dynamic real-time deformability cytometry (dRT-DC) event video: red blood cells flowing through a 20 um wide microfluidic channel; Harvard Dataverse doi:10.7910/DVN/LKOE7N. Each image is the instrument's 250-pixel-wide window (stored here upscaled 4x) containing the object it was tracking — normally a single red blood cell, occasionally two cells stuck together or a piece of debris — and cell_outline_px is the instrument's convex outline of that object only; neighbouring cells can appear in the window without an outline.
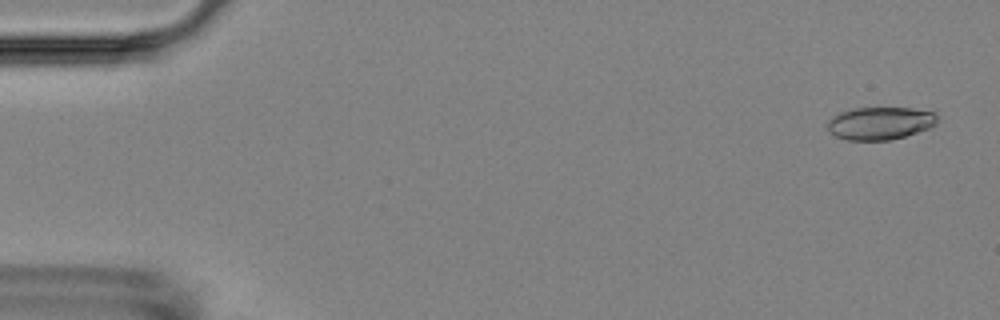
{"species": "Egyptian fruit bat (a non-hibernating species)", "species_latin": "Rousettus aegyptiacus", "temperature_condition": "room temperature", "stored_images_in_passage": 6, "camera_frame_rate_fps": 3000, "um_per_image_px": 0.085, "animal": {"sex": "female"}, "frame": {"image": 1, "passage_image": 1, "time_ms": 0.0, "image_size_px": [1000, 320], "cell_outline_px": [[936, 124], [928, 128], [904, 136], [888, 140], [848, 140], [836, 136], [828, 128], [828, 120], [832, 116], [840, 112], [852, 108], [912, 108], [936, 112]], "centroid_in_image_um": [74.8, 10.46], "position_along_channel_um": 10.2, "area_um2": 20.75}}
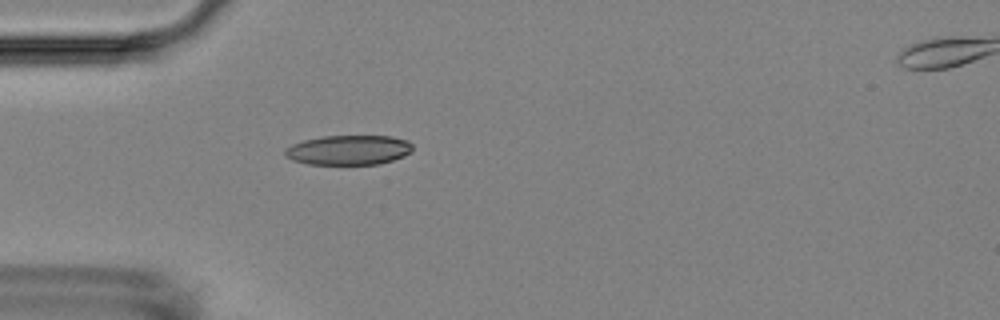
{"frame": {"image": 2, "passage_image": 5, "time_ms": 4.667, "image_size_px": [1000, 320], "cell_outline_px": [[412, 152], [404, 156], [380, 164], [308, 164], [292, 160], [284, 156], [284, 148], [292, 144], [304, 140], [320, 136], [392, 136], [408, 140], [412, 144]], "centroid_in_image_um": [29.62, 12.75], "position_along_channel_um": 55.4, "area_um2": 22.31}}